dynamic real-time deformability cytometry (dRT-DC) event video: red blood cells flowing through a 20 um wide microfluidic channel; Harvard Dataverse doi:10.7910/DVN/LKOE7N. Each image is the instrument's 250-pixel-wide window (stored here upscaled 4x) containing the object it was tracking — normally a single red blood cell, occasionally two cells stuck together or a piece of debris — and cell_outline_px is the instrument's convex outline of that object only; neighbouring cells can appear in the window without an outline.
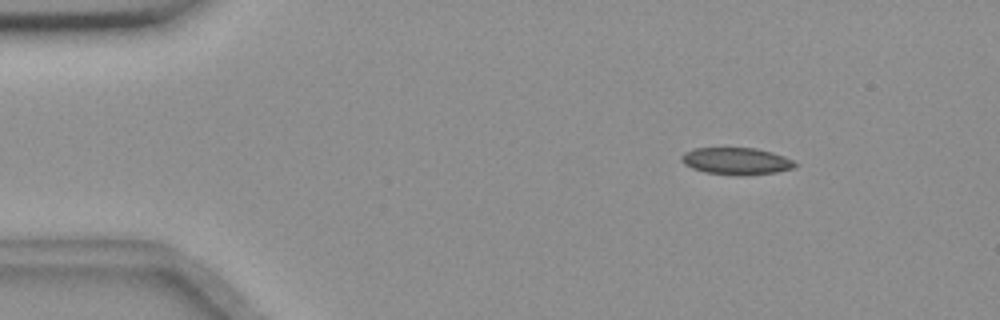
{"species": "common noctule bat (a hibernating species)", "species_latin": "Nyctalus noctula", "temperature_condition": "room temperature", "stored_images_in_passage": 50, "camera_frame_rate_fps": 3000, "um_per_image_px": 0.085, "animal": {"sex": "female", "body_mass_g": 18.4}, "frame": {"image": 1, "passage_image": 2, "time_ms": 0.333, "image_size_px": [1000, 320], "cell_outline_px": [[796, 168], [776, 172], [744, 176], [740, 176], [704, 172], [692, 168], [684, 164], [680, 160], [680, 156], [684, 152], [692, 148], [756, 148], [772, 152], [784, 156], [792, 160], [796, 164]], "centroid_in_image_um": [62.57, 13.7], "position_along_channel_um": 22.4, "area_um2": 18.09}}
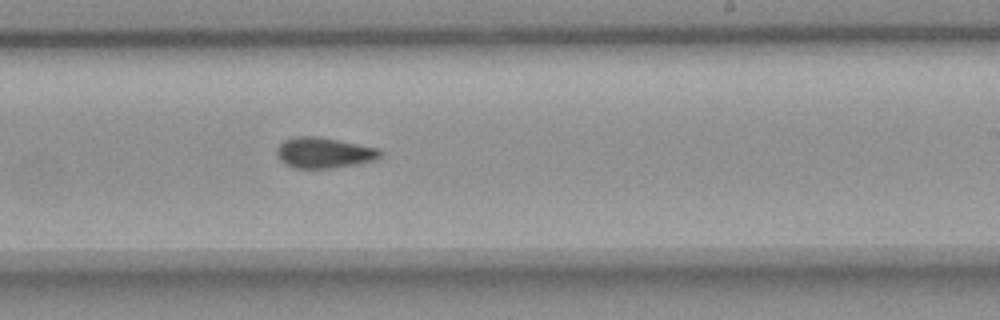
{"frame": {"image": 2, "passage_image": 28, "time_ms": 9.0, "image_size_px": [1000, 320], "cell_outline_px": [[384, 152], [376, 160], [356, 164], [328, 168], [292, 168], [284, 164], [276, 156], [276, 148], [284, 140], [292, 136], [316, 136], [380, 148]], "centroid_in_image_um": [27.51, 12.98], "position_along_channel_um": 261.5, "area_um2": 18.67}}
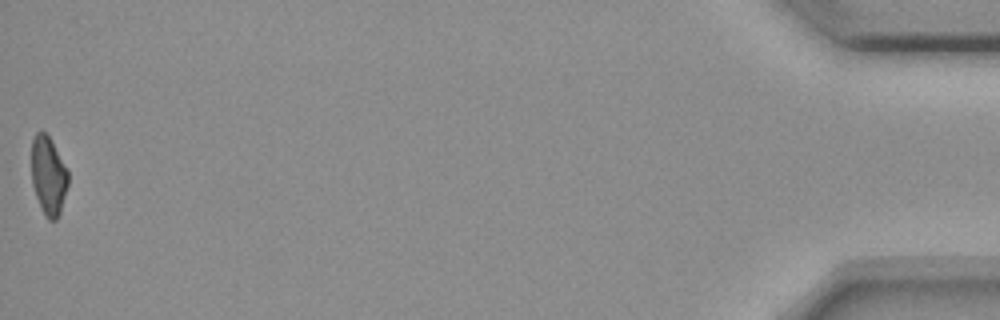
{"frame": {"image": 3, "passage_image": 50, "time_ms": 16.333, "image_size_px": [1000, 320], "cell_outline_px": [[68, 184], [60, 212], [56, 220], [48, 220], [44, 216], [36, 196], [32, 184], [32, 140], [36, 132], [44, 132], [52, 140], [68, 172]], "centroid_in_image_um": [4.11, 14.94], "position_along_channel_um": 431.1, "area_um2": 16.65}, "authors_computed_cell_mechanics": {"area_um2": 18.3515, "velocity_mm_per_s": 3.6548, "shape_relaxation_time_tau1_ms": null, "shape_relaxation_time_tau2_ms": 2.6695, "deformation_change_tau1": null, "deformation_change_tau2": 0.076}}